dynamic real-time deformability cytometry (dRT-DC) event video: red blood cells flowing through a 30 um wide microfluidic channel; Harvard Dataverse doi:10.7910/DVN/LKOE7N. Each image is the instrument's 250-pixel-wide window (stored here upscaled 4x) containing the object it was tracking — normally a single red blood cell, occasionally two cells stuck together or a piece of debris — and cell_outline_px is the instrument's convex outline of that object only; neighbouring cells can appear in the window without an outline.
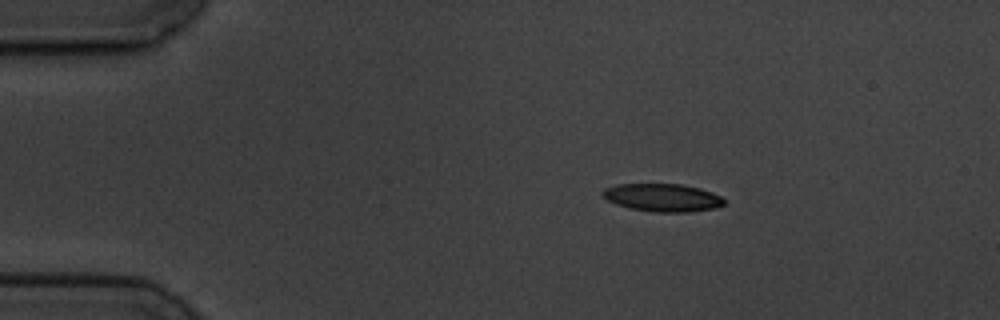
{"species": "common noctule bat (a hibernating species)", "species_latin": "Nyctalus noctula", "temperature_condition": "cold", "stored_images_in_passage": 4, "camera_frame_rate_fps": 3000, "um_per_image_px": 0.085, "animal": {"sex": "male", "body_mass_g": 19.5, "forearm_length_mm": 54.6}, "frame": {"image": 1, "passage_image": 2, "time_ms": 1.333, "image_size_px": [1000, 320], "cell_outline_px": [[724, 204], [716, 208], [688, 212], [656, 212], [628, 208], [616, 204], [608, 200], [600, 192], [604, 188], [616, 184], [680, 184], [700, 188], [712, 192], [720, 196], [724, 200]], "centroid_in_image_um": [56.3, 16.79], "position_along_channel_um": 28.7, "area_um2": 19.77}}